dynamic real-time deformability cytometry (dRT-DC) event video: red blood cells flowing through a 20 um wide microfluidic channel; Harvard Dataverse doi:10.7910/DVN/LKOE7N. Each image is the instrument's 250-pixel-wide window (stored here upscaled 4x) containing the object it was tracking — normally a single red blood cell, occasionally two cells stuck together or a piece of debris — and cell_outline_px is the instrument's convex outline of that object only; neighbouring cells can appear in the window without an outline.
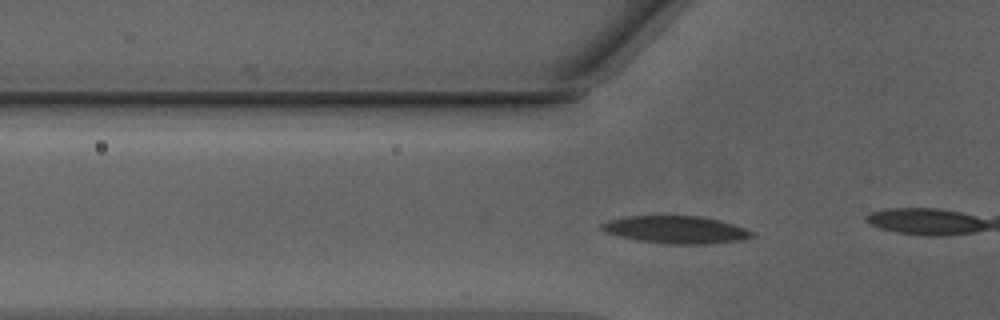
{"species": "Egyptian fruit bat (a non-hibernating species)", "species_latin": "Rousettus aegyptiacus", "temperature_condition": "warm", "stored_images_in_passage": 32, "camera_frame_rate_fps": 3000, "um_per_image_px": 0.085, "animal": {"sex": "male"}, "frame": {"image": 1, "passage_image": 5, "time_ms": 1.333, "image_size_px": [1000, 320], "cell_outline_px": [[756, 232], [752, 236], [740, 240], [712, 244], [668, 244], [636, 240], [604, 232], [600, 228], [600, 224], [608, 220], [628, 216], [700, 216], [720, 220]], "centroid_in_image_um": [57.44, 19.53], "position_along_channel_um": 68.4, "area_um2": 24.1}}
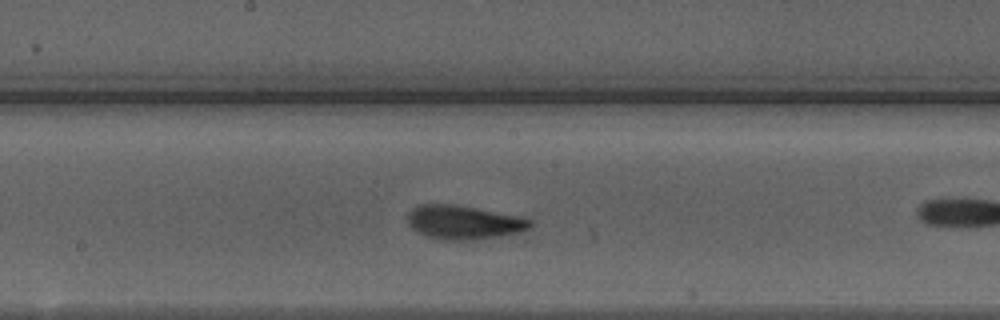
{"frame": {"image": 2, "passage_image": 15, "time_ms": 4.667, "image_size_px": [1000, 320], "cell_outline_px": [[532, 224], [528, 228], [520, 232], [500, 236], [472, 240], [444, 240], [428, 236], [412, 228], [408, 224], [408, 212], [412, 208], [420, 204], [452, 204], [476, 208], [520, 216], [532, 220]], "centroid_in_image_um": [39.42, 18.89], "position_along_channel_um": 208.8, "area_um2": 24.04}}
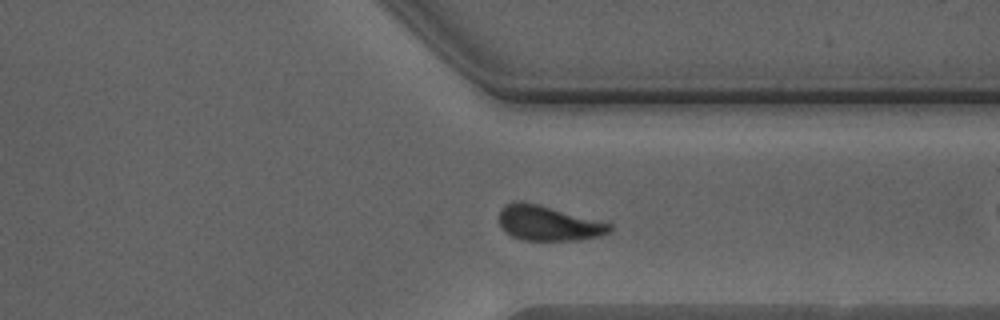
{"frame": {"image": 3, "passage_image": 26, "time_ms": 8.333, "image_size_px": [1000, 320], "cell_outline_px": [[612, 232], [600, 236], [580, 240], [520, 240], [504, 232], [500, 224], [500, 208], [504, 204], [516, 200], [524, 200], [612, 224]], "centroid_in_image_um": [46.58, 18.96], "position_along_channel_um": 364.8, "area_um2": 22.77}, "authors_computed_cell_mechanics": {"area_um2": 23.2934, "velocity_mm_per_s": 4.254, "shape_relaxation_time_tau1_ms": 3.0405, "shape_relaxation_time_tau2_ms": 2.052, "deformation_change_tau1": 0.1475, "deformation_change_tau2": 0.0983}}